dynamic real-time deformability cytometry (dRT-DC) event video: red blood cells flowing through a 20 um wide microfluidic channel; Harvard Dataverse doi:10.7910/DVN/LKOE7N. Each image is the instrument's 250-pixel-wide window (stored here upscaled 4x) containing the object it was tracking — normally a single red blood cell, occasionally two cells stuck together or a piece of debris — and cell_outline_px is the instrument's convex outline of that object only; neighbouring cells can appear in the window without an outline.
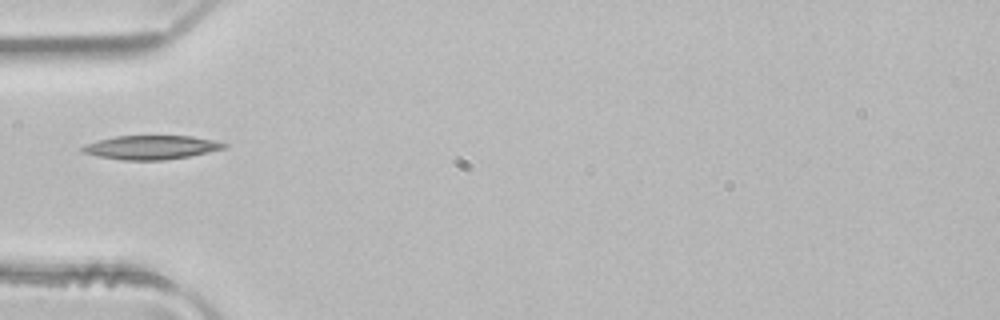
{"species": "common noctule bat (a hibernating species)", "species_latin": "Nyctalus noctula", "temperature_condition": "room temperature", "stored_images_in_passage": 3, "camera_frame_rate_fps": 3000, "um_per_image_px": 0.085, "animal": {"sex": "male", "body_mass_g": 21.5, "forearm_length_mm": 52.0}, "frame": {"image": 1, "passage_image": 3, "time_ms": 0.667, "image_size_px": [1000, 320], "cell_outline_px": [[228, 144], [224, 148], [208, 152], [188, 156], [164, 160], [124, 160], [96, 156], [84, 152], [80, 148], [84, 144], [116, 136], [192, 136], [216, 140]], "centroid_in_image_um": [12.86, 12.52], "position_along_channel_um": 72.1, "area_um2": 19.59}}